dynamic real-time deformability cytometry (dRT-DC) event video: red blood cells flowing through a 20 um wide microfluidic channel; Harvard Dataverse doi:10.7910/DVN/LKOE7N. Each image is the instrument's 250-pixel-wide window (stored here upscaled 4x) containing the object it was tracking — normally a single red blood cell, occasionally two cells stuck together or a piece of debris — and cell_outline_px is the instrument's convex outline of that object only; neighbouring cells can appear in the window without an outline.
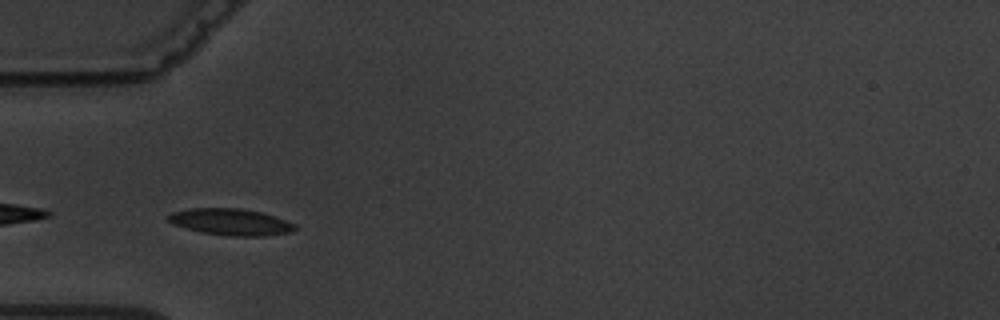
{"species": "common noctule bat (a hibernating species)", "species_latin": "Nyctalus noctula", "temperature_condition": "warm", "stored_images_in_passage": 4, "camera_frame_rate_fps": 3000, "um_per_image_px": 0.085, "animal": {"sex": "male", "body_mass_g": 19.5, "forearm_length_mm": 54.6}, "frame": {"image": 1, "passage_image": 3, "time_ms": 2.333, "image_size_px": [1000, 320], "cell_outline_px": [[296, 228], [288, 232], [264, 236], [228, 236], [200, 232], [176, 224], [168, 220], [168, 216], [172, 212], [188, 208], [240, 208], [260, 212], [296, 224]], "centroid_in_image_um": [19.6, 18.86], "position_along_channel_um": 65.4, "area_um2": 19.31}}
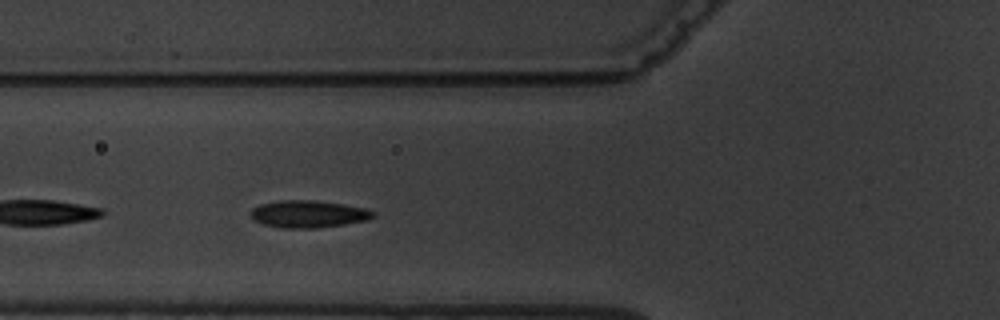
{"frame": {"image": 2, "passage_image": 4, "time_ms": 3.333, "image_size_px": [1000, 320], "cell_outline_px": [[376, 216], [368, 220], [344, 224], [316, 228], [280, 228], [264, 224], [256, 220], [252, 216], [252, 208], [260, 204], [280, 200], [312, 200], [340, 204], [364, 208], [376, 212]], "centroid_in_image_um": [26.23, 18.19], "position_along_channel_um": 99.6, "area_um2": 19.25}}